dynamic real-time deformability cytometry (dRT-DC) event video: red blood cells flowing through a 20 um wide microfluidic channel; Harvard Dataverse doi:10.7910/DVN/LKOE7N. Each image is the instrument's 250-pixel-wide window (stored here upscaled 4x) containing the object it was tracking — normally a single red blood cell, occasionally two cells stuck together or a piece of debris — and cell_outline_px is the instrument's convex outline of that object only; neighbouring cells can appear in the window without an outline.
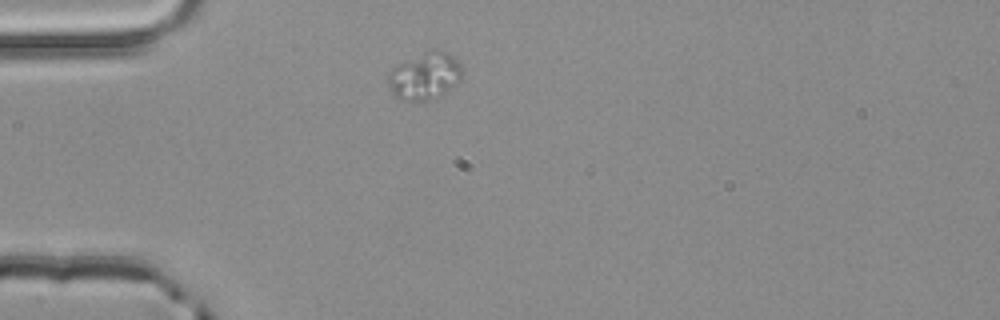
{"species": "common noctule bat (a hibernating species)", "species_latin": "Nyctalus noctula", "temperature_condition": "room temperature", "stored_images_in_passage": 1, "camera_frame_rate_fps": 3000, "um_per_image_px": 0.085, "animal": {"sex": "male", "body_mass_g": 20.4}, "frame": {"image": 1, "passage_image": 1, "time_ms": 0.0, "image_size_px": [1000, 320], "cell_outline_px": [[464, 72], [460, 80], [444, 92], [420, 100], [400, 100], [392, 92], [388, 84], [388, 72], [392, 68], [432, 48], [440, 48], [448, 52], [460, 60]], "centroid_in_image_um": [36.15, 6.39], "position_along_channel_um": 48.9, "area_um2": 20.11}}